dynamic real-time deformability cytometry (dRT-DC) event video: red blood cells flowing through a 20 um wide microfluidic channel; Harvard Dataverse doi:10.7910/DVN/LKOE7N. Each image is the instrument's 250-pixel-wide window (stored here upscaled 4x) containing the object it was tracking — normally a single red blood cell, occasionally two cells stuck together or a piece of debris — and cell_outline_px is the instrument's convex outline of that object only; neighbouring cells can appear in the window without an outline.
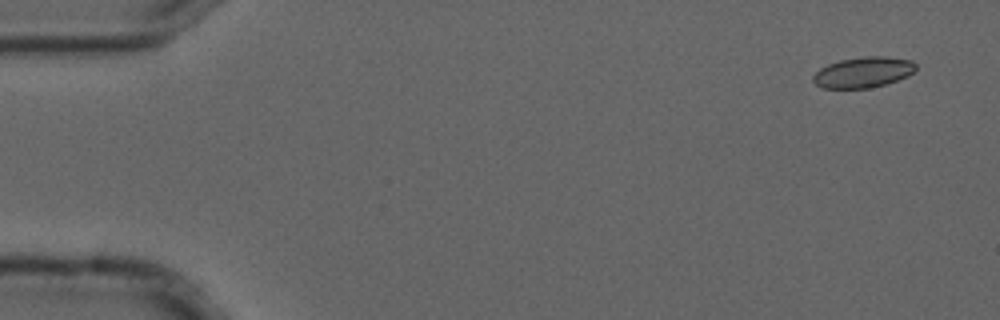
{"species": "common noctule bat (a hibernating species)", "species_latin": "Nyctalus noctula", "temperature_condition": "cold", "stored_images_in_passage": 6, "camera_frame_rate_fps": 3000, "um_per_image_px": 0.085, "animal": {"sex": "male", "forearm_length_mm": 52.5}, "frame": {"image": 1, "passage_image": 1, "time_ms": 0.0, "image_size_px": [1000, 320], "cell_outline_px": [[916, 68], [908, 76], [884, 84], [868, 88], [820, 88], [812, 80], [812, 76], [820, 68], [828, 64], [840, 60], [864, 56], [884, 56], [912, 60], [916, 64]], "centroid_in_image_um": [73.35, 6.14], "position_along_channel_um": 11.6, "area_um2": 18.32}}
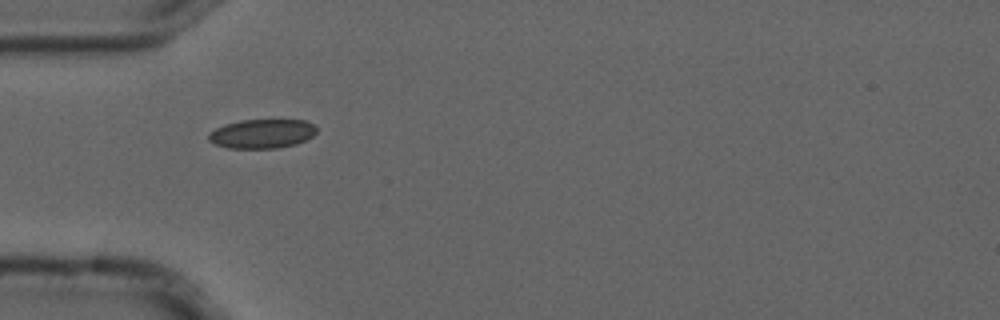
{"frame": {"image": 2, "passage_image": 5, "time_ms": 1.333, "image_size_px": [1000, 320], "cell_outline_px": [[316, 132], [312, 136], [296, 144], [276, 148], [228, 148], [216, 144], [208, 140], [208, 132], [224, 124], [240, 120], [280, 116], [308, 120], [316, 128]], "centroid_in_image_um": [22.31, 11.29], "position_along_channel_um": 62.7, "area_um2": 19.31}}
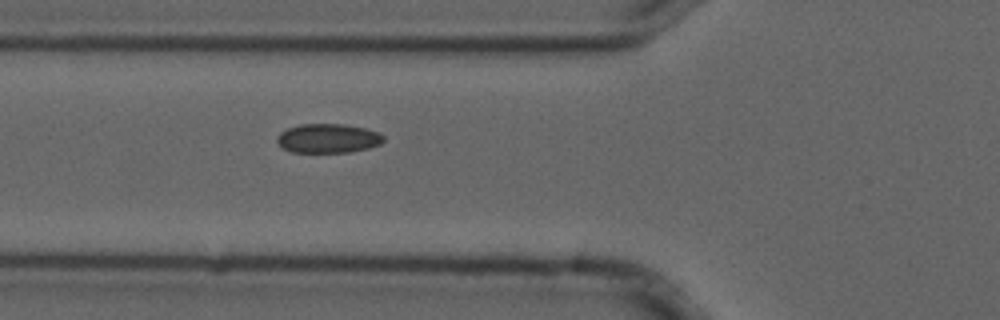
{"frame": {"image": 3, "passage_image": 6, "time_ms": 1.667, "image_size_px": [1000, 320], "cell_outline_px": [[384, 140], [380, 144], [368, 148], [348, 152], [292, 152], [284, 148], [276, 140], [276, 136], [280, 132], [288, 128], [300, 124], [344, 124], [364, 128], [380, 132], [384, 136]], "centroid_in_image_um": [27.89, 11.75], "position_along_channel_um": 97.9, "area_um2": 18.09}}